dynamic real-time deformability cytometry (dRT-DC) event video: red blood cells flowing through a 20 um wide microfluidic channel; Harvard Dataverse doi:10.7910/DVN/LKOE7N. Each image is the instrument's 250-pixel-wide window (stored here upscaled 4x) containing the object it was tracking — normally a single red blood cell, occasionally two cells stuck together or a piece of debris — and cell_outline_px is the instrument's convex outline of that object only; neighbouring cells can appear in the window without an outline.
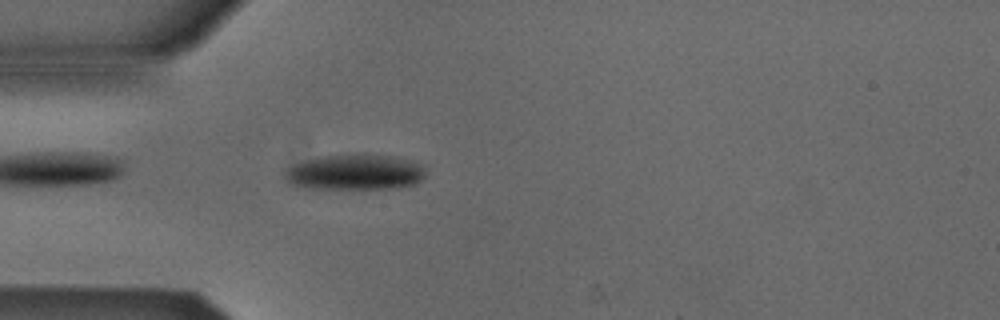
{"species": "Egyptian fruit bat (a non-hibernating species)", "species_latin": "Rousettus aegyptiacus", "temperature_condition": "cold", "stored_images_in_passage": 40, "camera_frame_rate_fps": 3000, "um_per_image_px": 0.085, "animal": {"sex": "male"}, "frame": {"image": 1, "passage_image": 3, "time_ms": 0.667, "image_size_px": [1000, 320], "cell_outline_px": [[424, 176], [416, 184], [400, 188], [308, 188], [288, 184], [284, 176], [284, 172], [292, 164], [324, 156], [364, 152], [392, 156], [412, 160], [424, 164]], "centroid_in_image_um": [30.2, 14.61], "position_along_channel_um": 54.8, "area_um2": 29.71}}
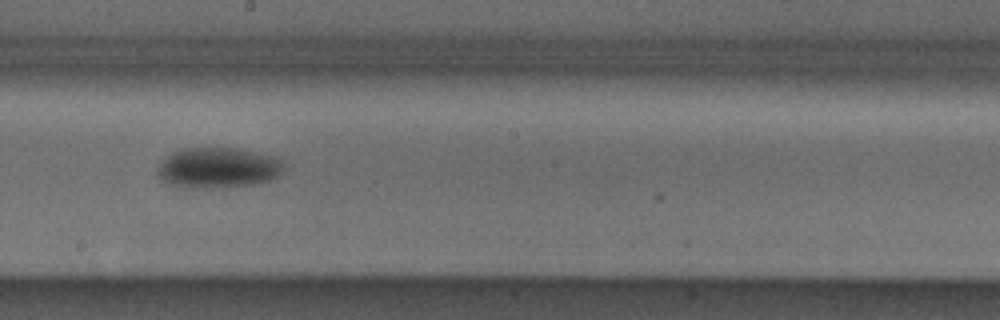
{"frame": {"image": 2, "passage_image": 17, "time_ms": 5.333, "image_size_px": [1000, 320], "cell_outline_px": [[284, 168], [276, 176], [268, 180], [252, 184], [228, 188], [200, 188], [168, 184], [156, 176], [156, 172], [160, 164], [172, 152], [184, 148], [236, 148], [276, 156], [280, 160]], "centroid_in_image_um": [18.51, 14.26], "position_along_channel_um": 229.7, "area_um2": 29.77}}
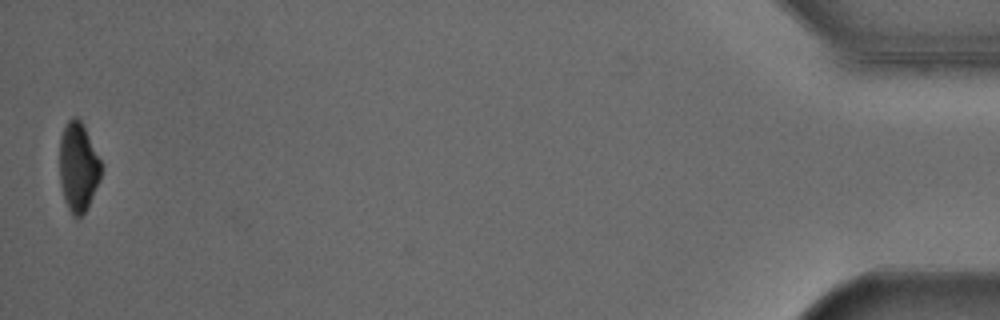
{"frame": {"image": 3, "passage_image": 40, "time_ms": 13.0, "image_size_px": [1000, 320], "cell_outline_px": [[104, 168], [100, 180], [84, 212], [80, 216], [72, 216], [64, 200], [60, 184], [60, 136], [68, 120], [72, 116], [76, 116], [80, 120]], "centroid_in_image_um": [6.64, 14.2], "position_along_channel_um": 428.6, "area_um2": 21.39}, "authors_computed_cell_mechanics": {"area_um2": 28.5532, "velocity_mm_per_s": 3.8778, "shape_relaxation_time_tau1_ms": 1.9982, "shape_relaxation_time_tau2_ms": null, "deformation_change_tau1": 0.1066, "deformation_change_tau2": null}}